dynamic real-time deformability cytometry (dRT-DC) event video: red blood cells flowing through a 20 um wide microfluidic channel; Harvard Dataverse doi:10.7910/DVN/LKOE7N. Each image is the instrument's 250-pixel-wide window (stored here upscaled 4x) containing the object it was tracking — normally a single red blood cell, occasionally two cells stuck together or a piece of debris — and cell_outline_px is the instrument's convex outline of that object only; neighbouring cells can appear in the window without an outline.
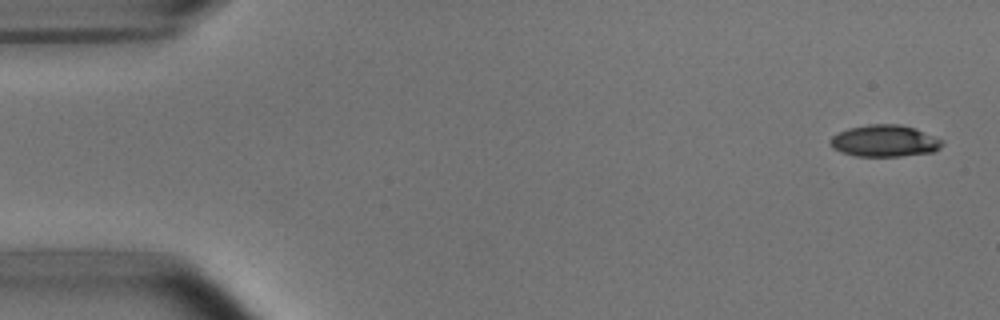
{"species": "common noctule bat (a hibernating species)", "species_latin": "Nyctalus noctula", "temperature_condition": "room temperature", "stored_images_in_passage": 5, "camera_frame_rate_fps": 3000, "um_per_image_px": 0.085, "animal": {"sex": "male", "body_mass_g": 15.6}, "frame": {"image": 1, "passage_image": 1, "time_ms": 0.0, "image_size_px": [1000, 320], "cell_outline_px": [[944, 144], [940, 148], [932, 152], [900, 156], [856, 156], [832, 148], [828, 140], [832, 136], [848, 128], [868, 124], [900, 124], [916, 128], [944, 140]], "centroid_in_image_um": [75.21, 11.97], "position_along_channel_um": 9.8, "area_um2": 20.81}}
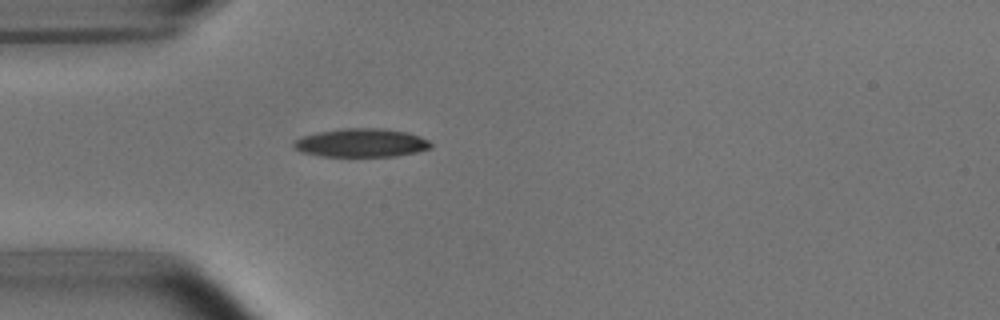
{"frame": {"image": 2, "passage_image": 5, "time_ms": 4.333, "image_size_px": [1000, 320], "cell_outline_px": [[432, 148], [416, 152], [396, 156], [320, 156], [300, 152], [292, 144], [296, 140], [304, 136], [320, 132], [344, 128], [380, 128], [408, 132], [420, 136], [428, 140], [432, 144]], "centroid_in_image_um": [30.75, 12.14], "position_along_channel_um": 54.3, "area_um2": 22.66}}